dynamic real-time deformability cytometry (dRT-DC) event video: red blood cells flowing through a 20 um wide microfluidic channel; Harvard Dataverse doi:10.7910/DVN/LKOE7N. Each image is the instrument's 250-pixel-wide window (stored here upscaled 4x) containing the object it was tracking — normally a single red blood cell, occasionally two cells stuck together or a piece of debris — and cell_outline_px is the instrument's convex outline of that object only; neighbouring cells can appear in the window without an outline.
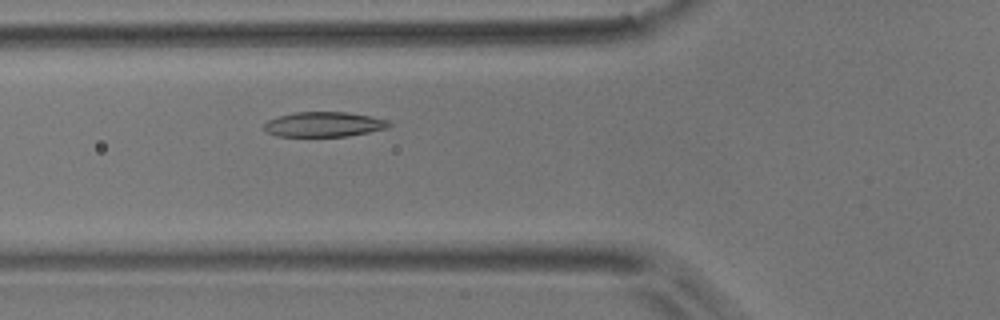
{"species": "common noctule bat (a hibernating species)", "species_latin": "Nyctalus noctula", "temperature_condition": "room temperature", "stored_images_in_passage": 48, "camera_frame_rate_fps": 3000, "um_per_image_px": 0.085, "animal": {"sex": "male", "body_mass_g": 17.9}, "frame": {"image": 1, "passage_image": 14, "time_ms": 4.333, "image_size_px": [1000, 320], "cell_outline_px": [[392, 124], [388, 128], [348, 136], [276, 136], [264, 132], [264, 124], [268, 120], [280, 116], [296, 112], [348, 112], [372, 116], [388, 120]], "centroid_in_image_um": [27.54, 10.57], "position_along_channel_um": 98.3, "area_um2": 18.21}}
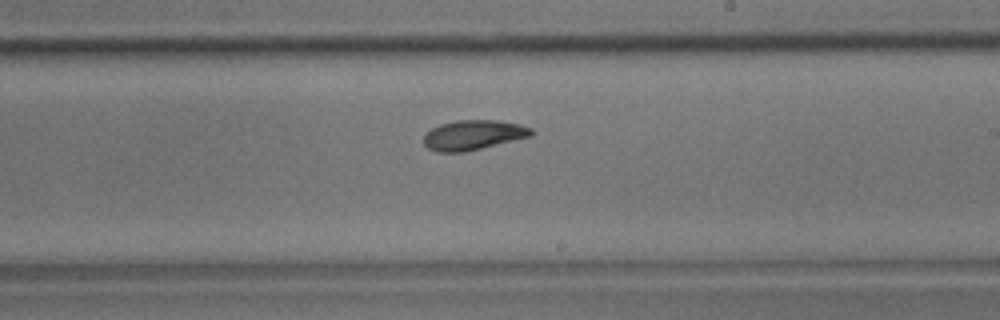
{"frame": {"image": 2, "passage_image": 26, "time_ms": 8.333, "image_size_px": [1000, 320], "cell_outline_px": [[536, 132], [532, 136], [464, 152], [436, 152], [428, 148], [424, 144], [424, 136], [432, 128], [440, 124], [456, 120], [496, 120], [520, 124], [532, 128]], "centroid_in_image_um": [40.26, 11.47], "position_along_channel_um": 248.7, "area_um2": 18.73}}
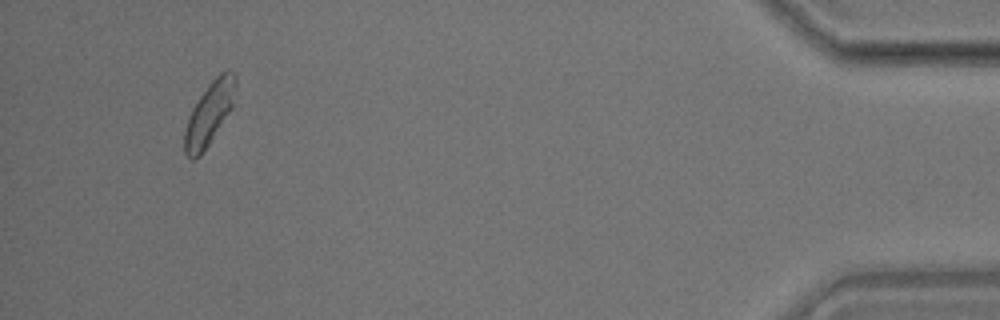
{"frame": {"image": 3, "passage_image": 45, "time_ms": 14.667, "image_size_px": [1000, 320], "cell_outline_px": [[236, 88], [232, 108], [200, 156], [192, 160], [184, 152], [184, 132], [188, 116], [192, 108], [208, 84], [220, 72], [228, 68], [236, 76]], "centroid_in_image_um": [17.79, 9.62], "position_along_channel_um": 417.4, "area_um2": 18.61}, "authors_computed_cell_mechanics": {"area_um2": 18.6116, "velocity_mm_per_s": 3.7652, "shape_relaxation_time_tau1_ms": 4.5251, "shape_relaxation_time_tau2_ms": 3.6217, "deformation_change_tau1": 0.1181, "deformation_change_tau2": 0.0805}}